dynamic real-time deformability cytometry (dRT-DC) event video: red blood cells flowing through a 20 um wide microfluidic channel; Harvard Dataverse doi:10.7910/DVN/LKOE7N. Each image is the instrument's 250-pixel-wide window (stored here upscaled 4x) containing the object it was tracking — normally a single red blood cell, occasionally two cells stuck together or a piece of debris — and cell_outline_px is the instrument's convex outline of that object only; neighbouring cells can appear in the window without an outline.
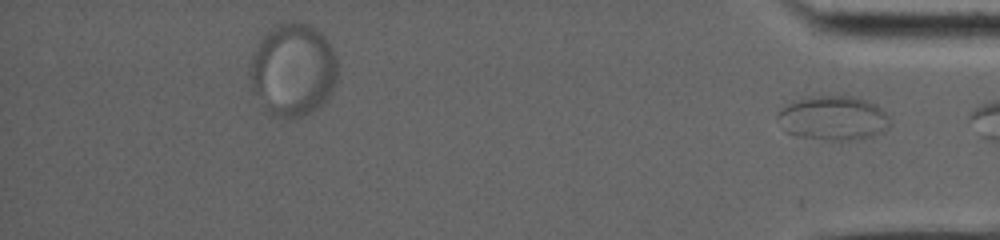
{"species": "common noctule bat (a hibernating species)", "species_latin": "Nyctalus noctula", "temperature_condition": "warm", "stored_images_in_passage": 28, "camera_frame_rate_fps": 5000, "um_per_image_px": 0.085, "animal": {"sex": "female", "body_mass_g": 19.0, "forearm_length_mm": 53.3}, "frame": {"image": 1, "passage_image": 28, "time_ms": 15.4, "image_size_px": [1000, 240], "cell_outline_px": [[888, 128], [884, 132], [864, 140], [824, 140], [800, 136], [784, 132], [776, 116], [788, 104], [800, 96], [852, 96], [876, 104], [888, 116]], "centroid_in_image_um": [70.81, 10.05], "position_along_channel_um": 364.4, "area_um2": 29.3}}